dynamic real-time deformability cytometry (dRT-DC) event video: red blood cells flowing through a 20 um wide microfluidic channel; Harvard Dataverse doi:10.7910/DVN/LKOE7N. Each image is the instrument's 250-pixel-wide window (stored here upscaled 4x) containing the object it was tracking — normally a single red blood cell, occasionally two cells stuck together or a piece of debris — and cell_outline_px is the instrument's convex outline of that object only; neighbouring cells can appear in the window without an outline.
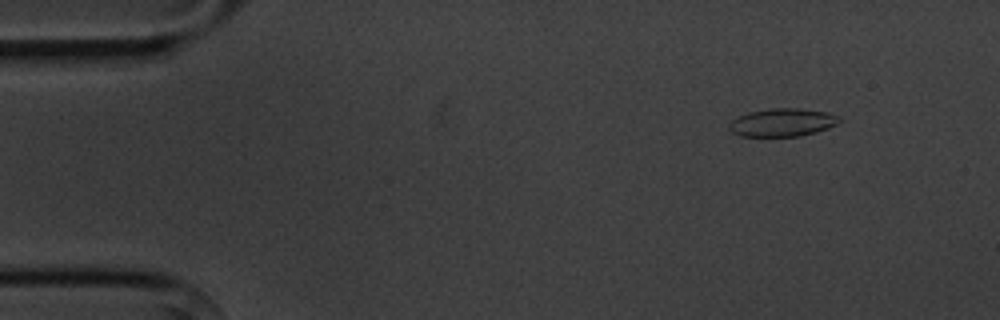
{"species": "common noctule bat (a hibernating species)", "species_latin": "Nyctalus noctula", "temperature_condition": "cold", "stored_images_in_passage": 6, "camera_frame_rate_fps": 3000, "um_per_image_px": 0.085, "animal": {"sex": "male", "body_mass_g": 20.1, "forearm_length_mm": 53.5}, "frame": {"image": 1, "passage_image": 2, "time_ms": 1.0, "image_size_px": [1000, 320], "cell_outline_px": [[840, 120], [836, 124], [828, 128], [816, 132], [800, 136], [740, 136], [732, 132], [728, 128], [732, 120], [748, 112], [772, 108], [800, 108], [828, 112], [840, 116]], "centroid_in_image_um": [66.52, 10.4], "position_along_channel_um": 18.5, "area_um2": 17.98}}
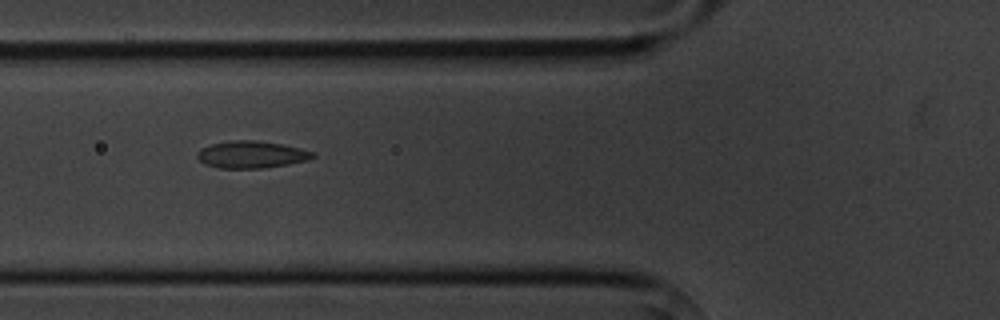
{"frame": {"image": 2, "passage_image": 6, "time_ms": 5.667, "image_size_px": [1000, 320], "cell_outline_px": [[316, 156], [308, 160], [288, 164], [260, 168], [216, 168], [204, 164], [196, 156], [196, 152], [200, 148], [212, 144], [228, 140], [256, 140], [280, 144], [300, 148], [316, 152]], "centroid_in_image_um": [21.35, 13.13], "position_along_channel_um": 104.5, "area_um2": 18.38}}